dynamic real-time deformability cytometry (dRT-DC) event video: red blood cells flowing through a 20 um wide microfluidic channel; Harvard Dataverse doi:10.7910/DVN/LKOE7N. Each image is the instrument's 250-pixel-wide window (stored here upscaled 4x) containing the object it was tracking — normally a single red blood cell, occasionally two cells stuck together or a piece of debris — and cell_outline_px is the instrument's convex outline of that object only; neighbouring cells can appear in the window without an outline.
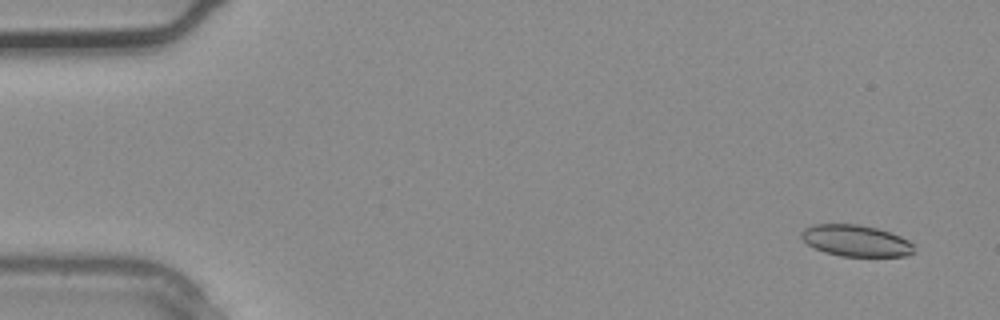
{"species": "common noctule bat (a hibernating species)", "species_latin": "Nyctalus noctula", "temperature_condition": "warm", "stored_images_in_passage": 4, "camera_frame_rate_fps": 3000, "um_per_image_px": 0.085, "animal": {"sex": "male", "body_mass_g": 20.4}, "frame": {"image": 1, "passage_image": 1, "time_ms": 0.0, "image_size_px": [1000, 320], "cell_outline_px": [[912, 252], [904, 256], [840, 256], [824, 252], [808, 244], [800, 236], [800, 232], [804, 228], [812, 224], [856, 224], [876, 228], [900, 236], [908, 240], [912, 244]], "centroid_in_image_um": [72.69, 20.45], "position_along_channel_um": 12.3, "area_um2": 20.4}}
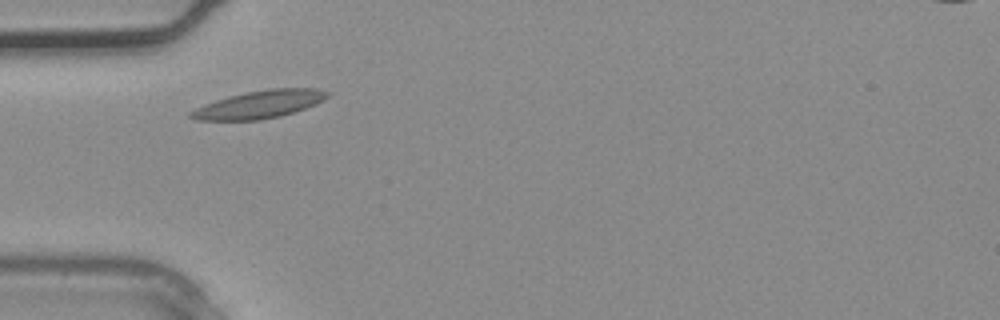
{"frame": {"image": 2, "passage_image": 4, "time_ms": 1.0, "image_size_px": [1000, 320], "cell_outline_px": [[332, 92], [324, 100], [316, 104], [280, 116], [260, 120], [196, 120], [188, 116], [188, 112], [204, 104], [228, 96], [268, 88], [316, 88]], "centroid_in_image_um": [22.06, 8.87], "position_along_channel_um": 62.9, "area_um2": 22.08}}